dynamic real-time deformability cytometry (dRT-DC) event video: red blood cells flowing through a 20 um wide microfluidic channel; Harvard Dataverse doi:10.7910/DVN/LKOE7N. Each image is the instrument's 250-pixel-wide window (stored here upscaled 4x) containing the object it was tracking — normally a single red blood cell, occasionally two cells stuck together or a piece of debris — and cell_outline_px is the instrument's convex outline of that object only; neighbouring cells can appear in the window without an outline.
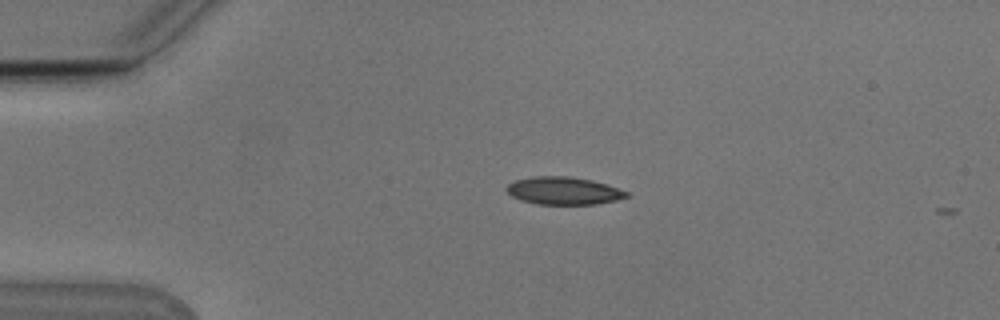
{"species": "Egyptian fruit bat (a non-hibernating species)", "species_latin": "Rousettus aegyptiacus", "temperature_condition": "cold", "stored_images_in_passage": 3, "camera_frame_rate_fps": 3000, "um_per_image_px": 0.085, "animal": {"sex": "male"}, "frame": {"image": 1, "passage_image": 1, "time_ms": 0.0, "image_size_px": [1000, 320], "cell_outline_px": [[628, 196], [616, 200], [596, 204], [540, 204], [520, 200], [512, 196], [504, 188], [508, 184], [516, 180], [532, 176], [568, 176], [592, 180], [628, 192]], "centroid_in_image_um": [47.86, 16.21], "position_along_channel_um": 37.1, "area_um2": 19.13}}